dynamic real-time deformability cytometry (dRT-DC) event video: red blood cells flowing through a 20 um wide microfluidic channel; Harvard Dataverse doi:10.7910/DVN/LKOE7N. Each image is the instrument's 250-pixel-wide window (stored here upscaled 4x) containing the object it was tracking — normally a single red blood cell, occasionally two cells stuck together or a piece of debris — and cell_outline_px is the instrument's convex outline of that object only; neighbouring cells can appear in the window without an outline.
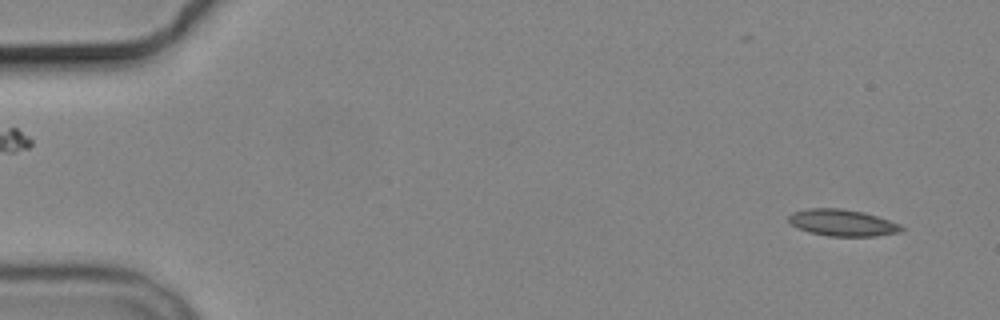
{"species": "common noctule bat (a hibernating species)", "species_latin": "Nyctalus noctula", "temperature_condition": "cold", "stored_images_in_passage": 4, "camera_frame_rate_fps": 3000, "um_per_image_px": 0.085, "animal": {"sex": "male", "body_mass_g": 19.2, "forearm_length_mm": 51.8}, "frame": {"image": 1, "passage_image": 1, "time_ms": 0.0, "image_size_px": [1000, 320], "cell_outline_px": [[904, 228], [900, 232], [876, 236], [828, 236], [808, 232], [792, 224], [788, 220], [788, 216], [792, 212], [808, 208], [840, 208], [864, 212], [900, 224]], "centroid_in_image_um": [71.59, 18.93], "position_along_channel_um": 13.4, "area_um2": 17.46}}